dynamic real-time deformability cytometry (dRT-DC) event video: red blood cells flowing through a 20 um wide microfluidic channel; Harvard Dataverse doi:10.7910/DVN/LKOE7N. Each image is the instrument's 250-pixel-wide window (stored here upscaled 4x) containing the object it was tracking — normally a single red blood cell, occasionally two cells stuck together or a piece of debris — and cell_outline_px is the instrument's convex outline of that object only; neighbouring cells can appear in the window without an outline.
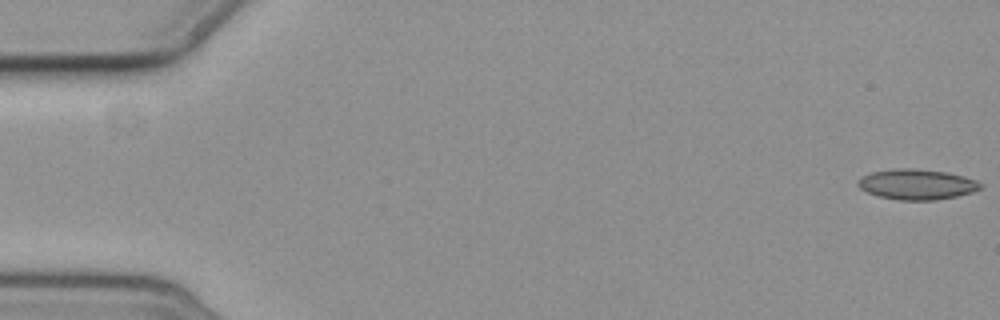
{"species": "common noctule bat (a hibernating species)", "species_latin": "Nyctalus noctula", "temperature_condition": "cold", "stored_images_in_passage": 6, "camera_frame_rate_fps": 3000, "um_per_image_px": 0.085, "animal": {"sex": "female", "body_mass_g": 19.3, "forearm_length_mm": 54.1}, "frame": {"image": 1, "passage_image": 1, "time_ms": 0.0, "image_size_px": [1000, 320], "cell_outline_px": [[984, 188], [972, 192], [956, 196], [936, 200], [900, 200], [880, 196], [868, 192], [860, 188], [856, 184], [856, 180], [872, 172], [896, 168], [912, 168], [948, 172], [964, 176], [976, 180], [984, 184]], "centroid_in_image_um": [77.97, 15.66], "position_along_channel_um": 7.0, "area_um2": 21.79}}
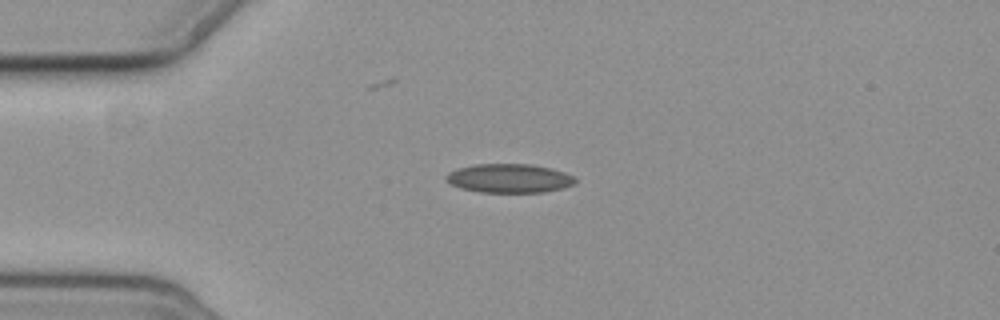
{"frame": {"image": 2, "passage_image": 5, "time_ms": 4.667, "image_size_px": [1000, 320], "cell_outline_px": [[576, 184], [564, 188], [544, 192], [480, 192], [464, 188], [452, 184], [444, 180], [444, 176], [448, 172], [456, 168], [476, 164], [532, 164], [552, 168], [576, 176]], "centroid_in_image_um": [43.32, 15.15], "position_along_channel_um": 41.7, "area_um2": 21.96}}